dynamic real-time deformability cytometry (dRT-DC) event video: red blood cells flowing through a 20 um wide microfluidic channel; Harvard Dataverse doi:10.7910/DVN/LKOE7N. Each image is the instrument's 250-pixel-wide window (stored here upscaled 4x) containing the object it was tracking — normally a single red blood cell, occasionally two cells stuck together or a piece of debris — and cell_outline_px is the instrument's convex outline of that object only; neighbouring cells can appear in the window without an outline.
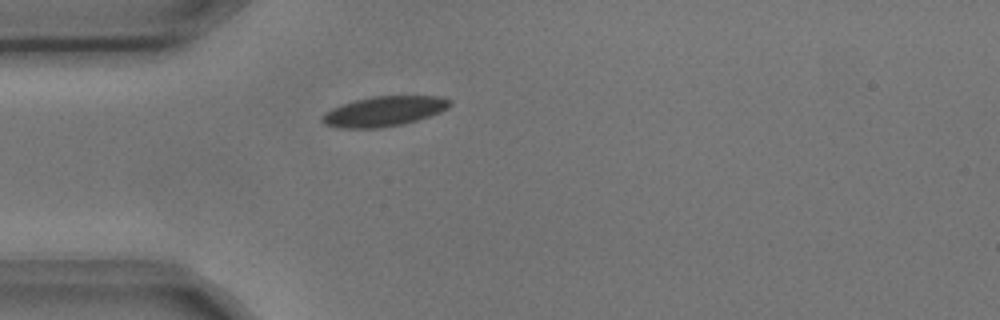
{"species": "common noctule bat (a hibernating species)", "species_latin": "Nyctalus noctula", "temperature_condition": "cold", "stored_images_in_passage": 1, "camera_frame_rate_fps": 3000, "um_per_image_px": 0.085, "animal": {"sex": "male", "body_mass_g": 17.9, "forearm_length_mm": 54.2}, "frame": {"image": 1, "passage_image": 1, "time_ms": 0.0, "image_size_px": [1000, 320], "cell_outline_px": [[452, 104], [448, 108], [440, 112], [404, 124], [380, 128], [340, 128], [324, 124], [320, 116], [324, 112], [332, 108], [356, 100], [372, 96], [440, 96], [452, 100]], "centroid_in_image_um": [32.64, 9.46], "position_along_channel_um": 52.4, "area_um2": 22.31}}